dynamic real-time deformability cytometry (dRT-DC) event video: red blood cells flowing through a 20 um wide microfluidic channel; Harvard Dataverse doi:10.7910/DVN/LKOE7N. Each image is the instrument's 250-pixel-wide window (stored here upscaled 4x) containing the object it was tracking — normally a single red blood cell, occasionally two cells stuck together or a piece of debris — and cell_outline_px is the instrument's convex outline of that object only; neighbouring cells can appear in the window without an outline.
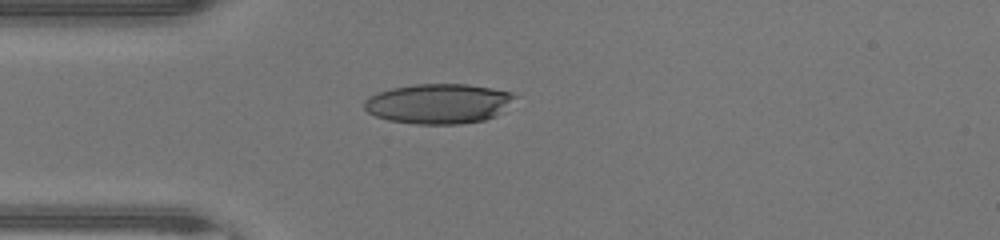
{"species": "human", "species_latin": "Homo sapiens", "temperature_condition": "warm", "stored_images_in_passage": 35, "camera_frame_rate_fps": 3000, "um_per_image_px": 0.085, "donor": {"sex": "male"}, "frame": {"image": 1, "passage_image": 1, "time_ms": 0.0, "image_size_px": [1000, 240], "cell_outline_px": [[516, 96], [496, 116], [484, 120], [460, 124], [416, 124], [388, 120], [376, 116], [368, 112], [364, 108], [364, 100], [368, 96], [392, 88], [412, 84], [468, 84], [492, 88], [512, 92]], "centroid_in_image_um": [37.25, 8.81], "position_along_channel_um": 47.7, "area_um2": 34.97}}
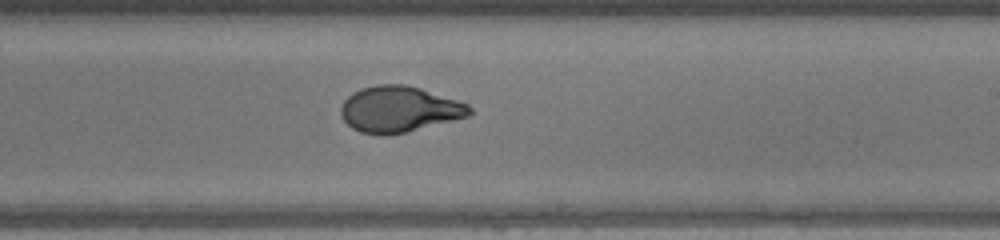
{"frame": {"image": 2, "passage_image": 16, "time_ms": 5.0, "image_size_px": [1000, 240], "cell_outline_px": [[472, 112], [468, 116], [408, 132], [388, 136], [380, 136], [360, 132], [352, 128], [340, 116], [340, 108], [344, 100], [352, 92], [360, 88], [376, 84], [404, 84], [420, 88], [468, 104], [472, 108]], "centroid_in_image_um": [33.88, 9.3], "position_along_channel_um": 255.1, "area_um2": 34.74}}
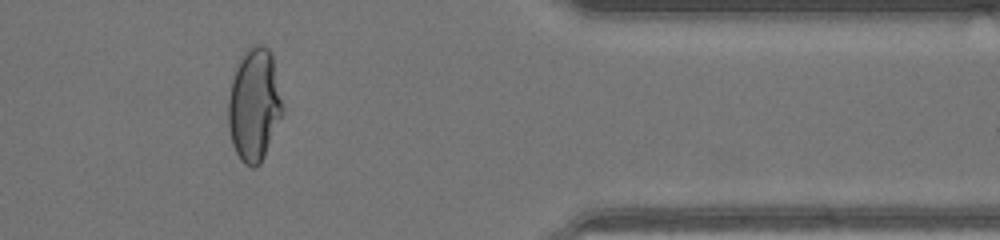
{"frame": {"image": 3, "passage_image": 27, "time_ms": 8.667, "image_size_px": [1000, 240], "cell_outline_px": [[284, 116], [260, 164], [256, 168], [252, 168], [244, 164], [240, 160], [232, 144], [228, 124], [228, 100], [232, 80], [240, 56], [252, 44], [264, 44], [272, 52], [284, 108]], "centroid_in_image_um": [21.64, 8.91], "position_along_channel_um": 389.8, "area_um2": 36.47}, "authors_computed_cell_mechanics": {"area_um2": 34.9112, "velocity_mm_per_s": 4.3666, "shape_relaxation_time_tau1_ms": 8.2225, "shape_relaxation_time_tau2_ms": null, "deformation_change_tau1": 0.3518, "deformation_change_tau2": null}}